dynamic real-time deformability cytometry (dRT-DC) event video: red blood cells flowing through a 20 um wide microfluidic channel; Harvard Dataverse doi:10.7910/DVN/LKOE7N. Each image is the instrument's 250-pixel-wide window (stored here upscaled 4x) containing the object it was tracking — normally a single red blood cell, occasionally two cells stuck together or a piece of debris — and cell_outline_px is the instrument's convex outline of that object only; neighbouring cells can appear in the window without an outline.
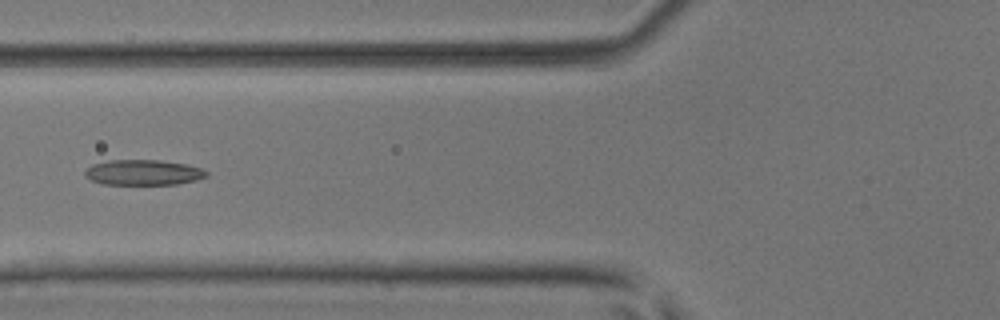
{"species": "common noctule bat (a hibernating species)", "species_latin": "Nyctalus noctula", "temperature_condition": "room temperature", "stored_images_in_passage": 6, "camera_frame_rate_fps": 3000, "um_per_image_px": 0.085, "animal": {"sex": "male", "body_mass_g": 17.9, "forearm_length_mm": 54.2}, "frame": {"image": 1, "passage_image": 5, "time_ms": 1.333, "image_size_px": [1000, 320], "cell_outline_px": [[208, 176], [196, 180], [176, 184], [100, 184], [84, 176], [84, 172], [92, 164], [108, 160], [160, 160], [184, 164], [200, 168], [208, 172]], "centroid_in_image_um": [12.15, 14.66], "position_along_channel_um": 113.6, "area_um2": 17.92}}
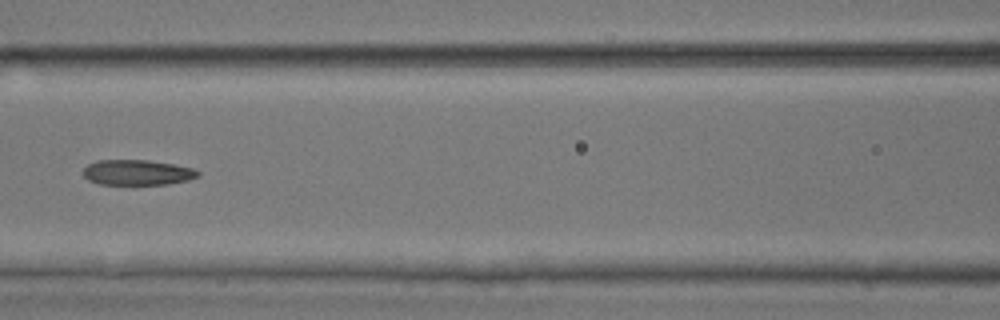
{"frame": {"image": 2, "passage_image": 6, "time_ms": 1.667, "image_size_px": [1000, 320], "cell_outline_px": [[200, 176], [188, 180], [168, 184], [100, 184], [88, 180], [84, 176], [84, 168], [88, 164], [96, 160], [148, 160], [172, 164], [192, 168], [200, 172]], "centroid_in_image_um": [11.67, 14.66], "position_along_channel_um": 154.9, "area_um2": 16.88}}